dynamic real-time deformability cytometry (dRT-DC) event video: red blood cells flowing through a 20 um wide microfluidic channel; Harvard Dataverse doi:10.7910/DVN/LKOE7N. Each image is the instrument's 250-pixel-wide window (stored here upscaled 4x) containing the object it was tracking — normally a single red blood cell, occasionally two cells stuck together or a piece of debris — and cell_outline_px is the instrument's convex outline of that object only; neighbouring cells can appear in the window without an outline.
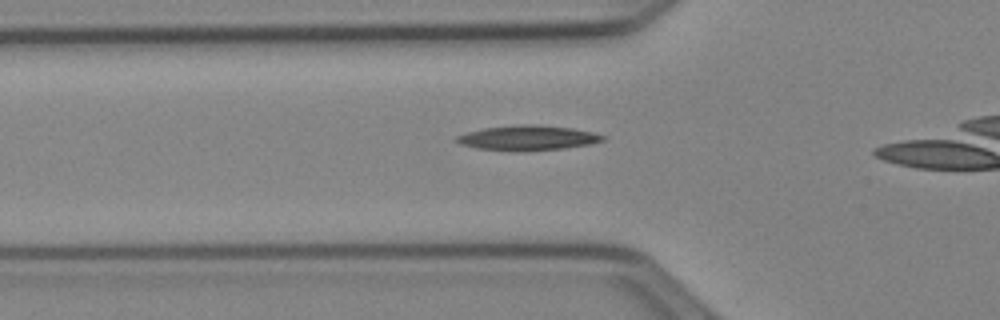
{"species": "Egyptian fruit bat (a non-hibernating species)", "species_latin": "Rousettus aegyptiacus", "temperature_condition": "cold", "stored_images_in_passage": 19, "camera_frame_rate_fps": 3000, "um_per_image_px": 0.085, "animal": {"sex": "female"}, "frame": {"image": 1, "passage_image": 14, "time_ms": 4.333, "image_size_px": [1000, 320], "cell_outline_px": [[604, 140], [592, 144], [564, 148], [520, 152], [512, 152], [480, 148], [460, 144], [456, 140], [456, 136], [468, 132], [484, 128], [516, 124], [536, 124], [572, 128], [592, 132], [604, 136]], "centroid_in_image_um": [44.86, 11.72], "position_along_channel_um": 80.9, "area_um2": 21.33}}